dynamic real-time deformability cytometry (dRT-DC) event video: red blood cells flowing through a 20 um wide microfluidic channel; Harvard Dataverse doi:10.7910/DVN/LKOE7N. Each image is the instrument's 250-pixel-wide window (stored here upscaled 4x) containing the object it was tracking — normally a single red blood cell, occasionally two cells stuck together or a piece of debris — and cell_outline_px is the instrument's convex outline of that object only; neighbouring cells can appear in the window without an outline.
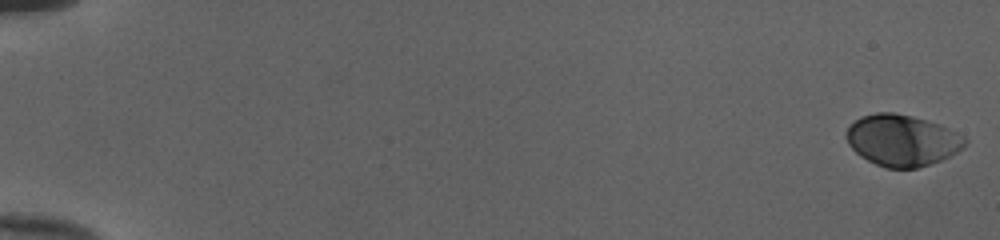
{"species": "human", "species_latin": "Homo sapiens", "temperature_condition": "cold", "stored_images_in_passage": 53, "camera_frame_rate_fps": 3000, "um_per_image_px": 0.085, "donor": {"sex": "female"}, "frame": {"image": 1, "passage_image": 1, "time_ms": 0.0, "image_size_px": [1000, 240], "cell_outline_px": [[968, 140], [964, 148], [940, 160], [916, 168], [884, 168], [860, 156], [848, 144], [844, 136], [844, 132], [848, 124], [860, 116], [876, 112], [892, 112], [912, 116], [928, 120], [940, 124], [964, 136]], "centroid_in_image_um": [76.63, 11.91], "position_along_channel_um": 8.4, "area_um2": 35.84}}
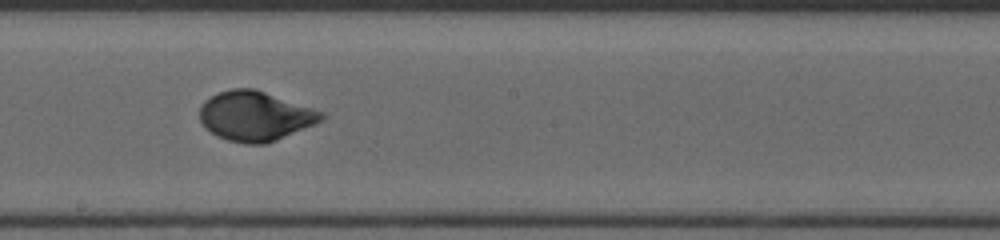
{"frame": {"image": 2, "passage_image": 32, "time_ms": 10.333, "image_size_px": [1000, 240], "cell_outline_px": [[328, 116], [324, 120], [316, 124], [276, 140], [264, 144], [244, 144], [228, 140], [216, 136], [204, 128], [200, 120], [200, 104], [204, 100], [220, 92], [232, 88], [256, 88], [324, 112]], "centroid_in_image_um": [21.7, 9.86], "position_along_channel_um": 226.5, "area_um2": 35.6}}
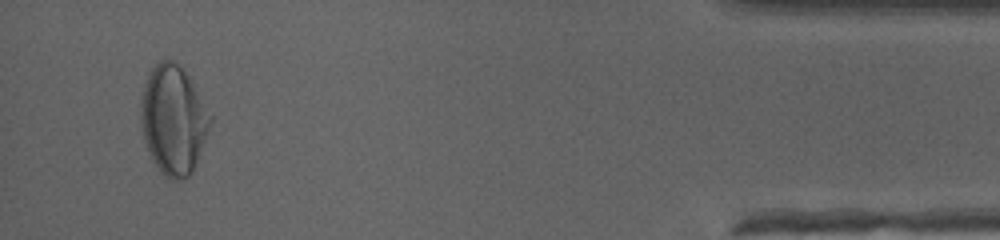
{"frame": {"image": 3, "passage_image": 51, "time_ms": 16.667, "image_size_px": [1000, 240], "cell_outline_px": [[212, 120], [192, 172], [188, 176], [180, 180], [172, 180], [164, 176], [160, 172], [152, 160], [148, 152], [144, 140], [140, 124], [140, 100], [144, 84], [148, 72], [160, 60], [172, 60], [180, 64], [188, 76], [212, 116]], "centroid_in_image_um": [14.69, 10.18], "position_along_channel_um": 420.5, "area_um2": 44.16}, "authors_computed_cell_mechanics": {"area_um2": 35.0268, "velocity_mm_per_s": 4.0001, "shape_relaxation_time_tau1_ms": 3.8396, "shape_relaxation_time_tau2_ms": null, "deformation_change_tau1": 0.1809, "deformation_change_tau2": null}}